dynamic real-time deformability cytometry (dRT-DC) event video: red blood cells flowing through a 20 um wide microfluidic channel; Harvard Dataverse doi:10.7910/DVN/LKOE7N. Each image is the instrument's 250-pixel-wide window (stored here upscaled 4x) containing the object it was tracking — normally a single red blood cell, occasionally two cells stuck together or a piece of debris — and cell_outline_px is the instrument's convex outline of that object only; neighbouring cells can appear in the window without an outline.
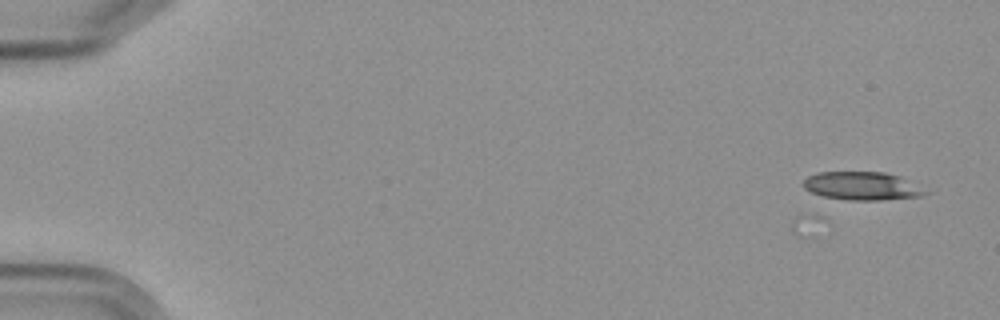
{"species": "Egyptian fruit bat (a non-hibernating species)", "species_latin": "Rousettus aegyptiacus", "temperature_condition": "cold", "stored_images_in_passage": 8, "camera_frame_rate_fps": 3000, "um_per_image_px": 0.085, "frame": {"image": 1, "passage_image": 3, "time_ms": 2.333, "image_size_px": [1000, 320], "cell_outline_px": [[932, 192], [924, 196], [880, 200], [848, 200], [824, 196], [812, 192], [804, 188], [804, 180], [808, 176], [816, 172], [884, 172], [900, 176]], "centroid_in_image_um": [73.34, 15.81], "position_along_channel_um": 11.7, "area_um2": 20.17}}